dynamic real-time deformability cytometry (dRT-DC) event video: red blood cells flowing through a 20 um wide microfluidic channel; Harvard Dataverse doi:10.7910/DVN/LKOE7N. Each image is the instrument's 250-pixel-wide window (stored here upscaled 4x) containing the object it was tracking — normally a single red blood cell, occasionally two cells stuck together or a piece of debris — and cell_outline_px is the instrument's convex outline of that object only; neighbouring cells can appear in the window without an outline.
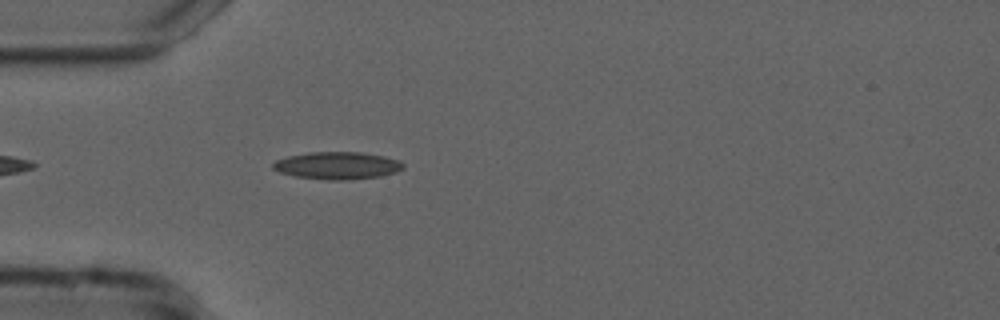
{"species": "common noctule bat (a hibernating species)", "species_latin": "Nyctalus noctula", "temperature_condition": "cold", "stored_images_in_passage": 43, "camera_frame_rate_fps": 3000, "um_per_image_px": 0.085, "animal": {"sex": "male", "forearm_length_mm": 52.5}, "frame": {"image": 1, "passage_image": 5, "time_ms": 1.333, "image_size_px": [1000, 320], "cell_outline_px": [[404, 168], [396, 172], [380, 176], [344, 180], [328, 180], [296, 176], [280, 172], [272, 168], [272, 164], [276, 160], [288, 156], [308, 152], [360, 152], [384, 156], [400, 160], [404, 164]], "centroid_in_image_um": [28.69, 14.06], "position_along_channel_um": 56.3, "area_um2": 20.75}}
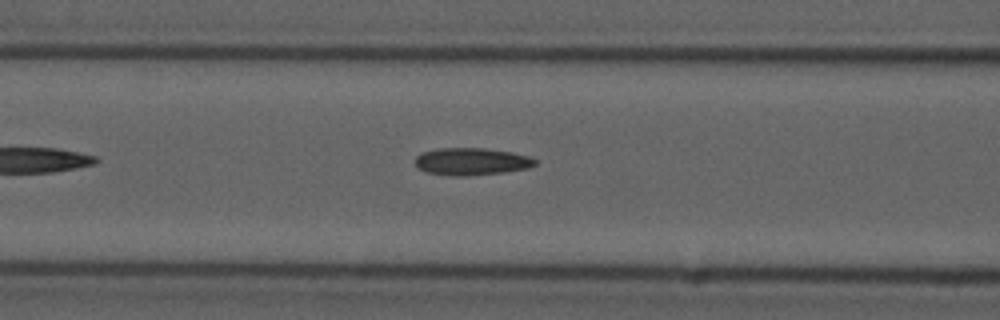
{"frame": {"image": 2, "passage_image": 11, "time_ms": 3.333, "image_size_px": [1000, 320], "cell_outline_px": [[536, 164], [528, 168], [504, 172], [468, 176], [456, 176], [428, 172], [416, 168], [416, 156], [424, 152], [440, 148], [484, 148], [512, 152], [528, 156], [536, 160]], "centroid_in_image_um": [40.08, 13.73], "position_along_channel_um": 126.5, "area_um2": 18.96}}
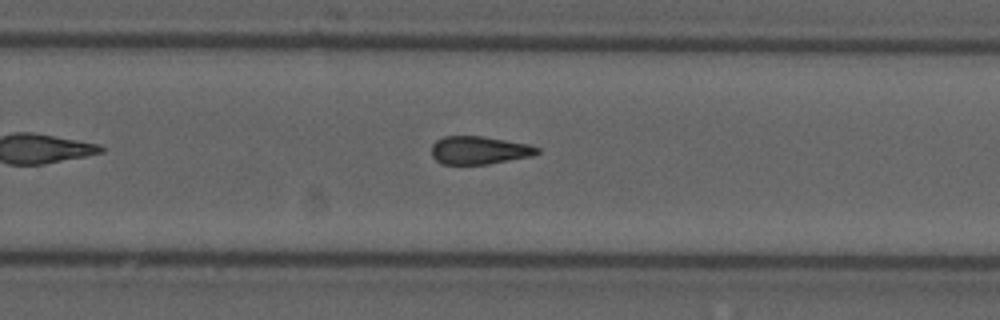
{"frame": {"image": 3, "passage_image": 24, "time_ms": 7.667, "image_size_px": [1000, 320], "cell_outline_px": [[540, 152], [532, 156], [488, 164], [444, 164], [436, 160], [432, 156], [432, 144], [436, 140], [444, 136], [480, 136], [528, 144], [540, 148]], "centroid_in_image_um": [40.73, 12.77], "position_along_channel_um": 289.1, "area_um2": 17.17}, "authors_computed_cell_mechanics": {"area_um2": 18.0336, "velocity_mm_per_s": 3.7661, "shape_relaxation_time_tau1_ms": null, "shape_relaxation_time_tau2_ms": 4.5861, "deformation_change_tau1": null, "deformation_change_tau2": 0.143}}